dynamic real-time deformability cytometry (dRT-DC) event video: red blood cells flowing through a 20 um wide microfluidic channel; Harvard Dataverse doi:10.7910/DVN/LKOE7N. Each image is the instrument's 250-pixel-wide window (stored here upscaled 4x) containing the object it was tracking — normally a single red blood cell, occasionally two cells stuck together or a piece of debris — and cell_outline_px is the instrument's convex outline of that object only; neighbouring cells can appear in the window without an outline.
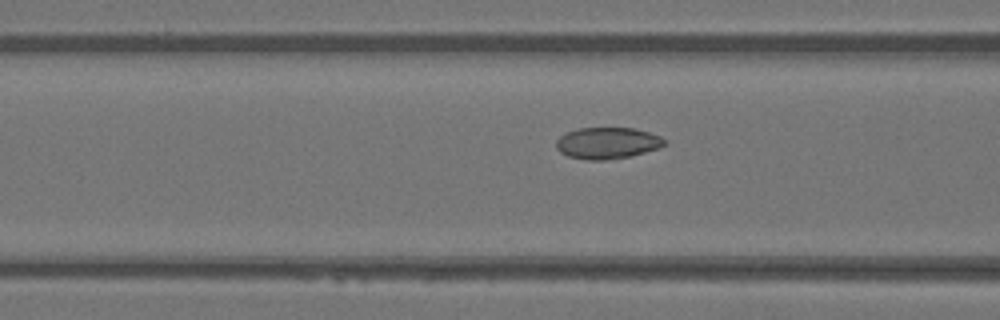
{"species": "Egyptian fruit bat (a non-hibernating species)", "species_latin": "Rousettus aegyptiacus", "temperature_condition": "warm", "stored_images_in_passage": 37, "camera_frame_rate_fps": 3000, "um_per_image_px": 0.085, "animal": {"sex": "female"}, "frame": {"image": 1, "passage_image": 7, "time_ms": 2.0, "image_size_px": [1000, 320], "cell_outline_px": [[668, 144], [660, 148], [632, 156], [604, 160], [588, 160], [568, 156], [560, 152], [556, 148], [556, 140], [564, 132], [580, 128], [636, 128], [660, 136], [668, 140]], "centroid_in_image_um": [51.66, 12.16], "position_along_channel_um": 114.9, "area_um2": 20.17}}
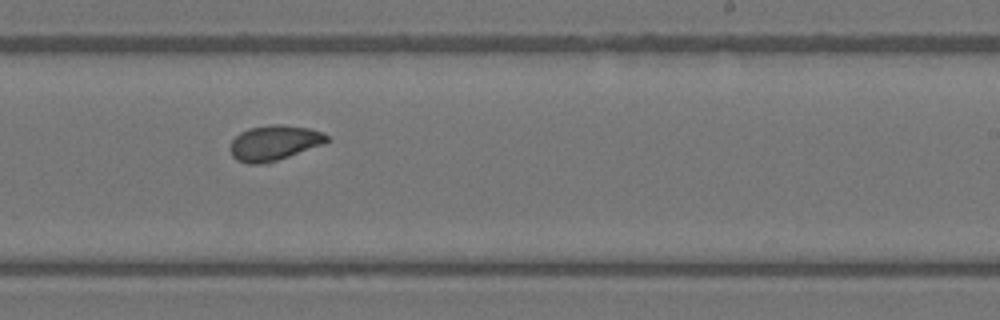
{"frame": {"image": 2, "passage_image": 18, "time_ms": 5.667, "image_size_px": [1000, 320], "cell_outline_px": [[332, 140], [324, 144], [268, 164], [248, 164], [236, 160], [232, 156], [228, 148], [232, 140], [240, 132], [248, 128], [272, 124], [280, 124], [308, 128], [320, 132], [328, 136]], "centroid_in_image_um": [23.29, 12.16], "position_along_channel_um": 265.7, "area_um2": 20.17}}
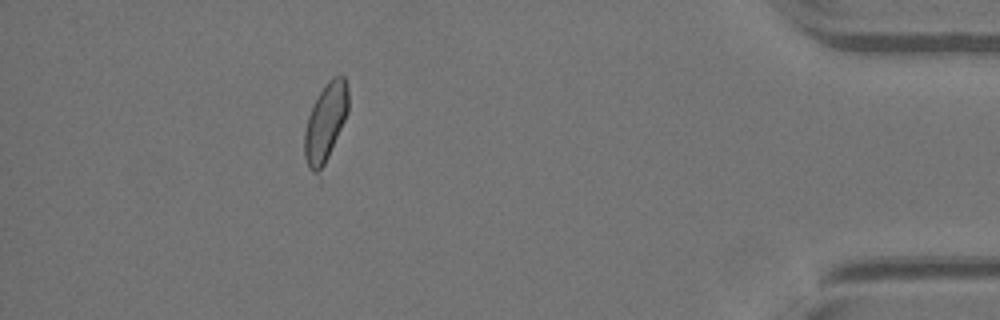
{"frame": {"image": 3, "passage_image": 32, "time_ms": 10.333, "image_size_px": [1000, 320], "cell_outline_px": [[348, 112], [320, 184], [308, 168], [304, 156], [304, 132], [308, 116], [320, 92], [328, 80], [332, 76], [344, 76], [348, 88]], "centroid_in_image_um": [27.66, 10.63], "position_along_channel_um": 407.5, "area_um2": 21.1}, "authors_computed_cell_mechanics": {"area_um2": 19.9988, "velocity_mm_per_s": 4.1295, "shape_relaxation_time_tau1_ms": 4.4963, "shape_relaxation_time_tau2_ms": 5.3612, "deformation_change_tau1": 0.0942, "deformation_change_tau2": 0.0981}}